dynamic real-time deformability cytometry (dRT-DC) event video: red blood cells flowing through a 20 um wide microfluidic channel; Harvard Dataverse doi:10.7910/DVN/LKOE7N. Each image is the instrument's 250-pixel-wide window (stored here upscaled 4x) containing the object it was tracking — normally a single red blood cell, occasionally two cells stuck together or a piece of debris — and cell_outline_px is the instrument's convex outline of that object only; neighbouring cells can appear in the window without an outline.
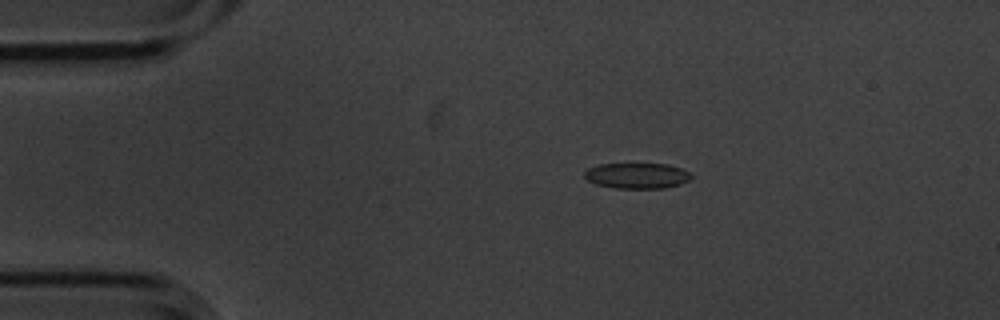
{"species": "common noctule bat (a hibernating species)", "species_latin": "Nyctalus noctula", "temperature_condition": "cold", "stored_images_in_passage": 9, "camera_frame_rate_fps": 3000, "um_per_image_px": 0.085, "animal": {"sex": "male", "body_mass_g": 20.1, "forearm_length_mm": 53.5}, "frame": {"image": 1, "passage_image": 3, "time_ms": 0.667, "image_size_px": [1000, 320], "cell_outline_px": [[692, 176], [688, 180], [680, 184], [664, 188], [616, 188], [596, 184], [588, 180], [584, 176], [584, 172], [588, 168], [600, 164], [668, 164], [680, 168], [688, 172]], "centroid_in_image_um": [54.13, 14.93], "position_along_channel_um": 30.9, "area_um2": 15.78}}
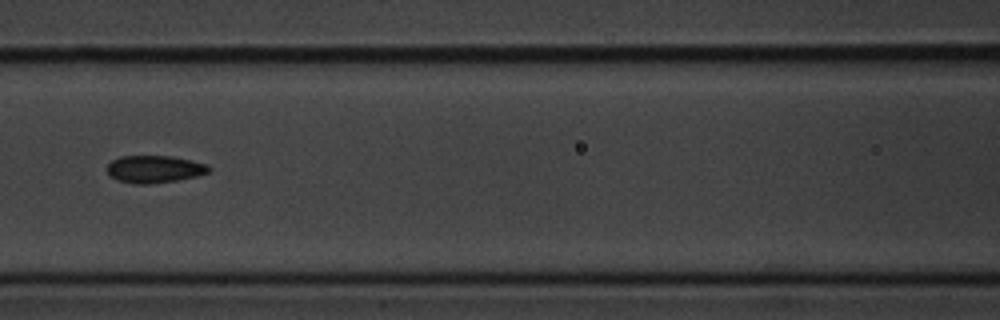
{"frame": {"image": 2, "passage_image": 7, "time_ms": 2.0, "image_size_px": [1000, 320], "cell_outline_px": [[212, 168], [208, 172], [196, 176], [176, 180], [148, 184], [136, 184], [120, 180], [108, 176], [108, 164], [112, 160], [120, 156], [172, 156], [192, 160], [208, 164]], "centroid_in_image_um": [13.14, 14.36], "position_along_channel_um": 153.5, "area_um2": 16.18}}
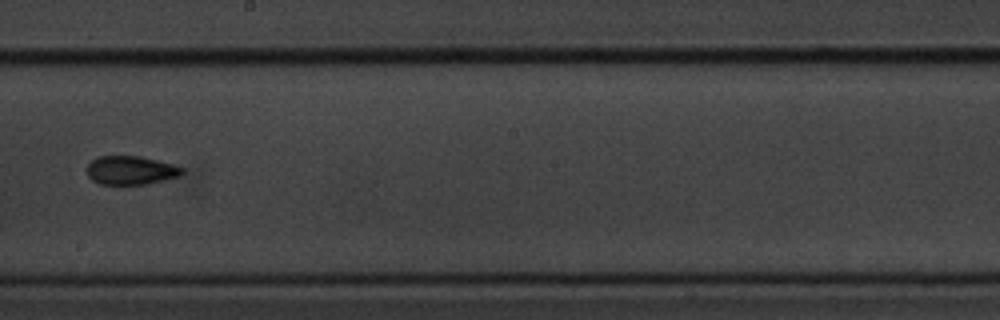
{"frame": {"image": 3, "passage_image": 9, "time_ms": 2.667, "image_size_px": [1000, 320], "cell_outline_px": [[184, 172], [180, 176], [148, 184], [100, 184], [92, 180], [88, 176], [88, 164], [96, 156], [140, 156], [172, 164], [184, 168]], "centroid_in_image_um": [11.13, 14.47], "position_along_channel_um": 237.1, "area_um2": 15.9}}